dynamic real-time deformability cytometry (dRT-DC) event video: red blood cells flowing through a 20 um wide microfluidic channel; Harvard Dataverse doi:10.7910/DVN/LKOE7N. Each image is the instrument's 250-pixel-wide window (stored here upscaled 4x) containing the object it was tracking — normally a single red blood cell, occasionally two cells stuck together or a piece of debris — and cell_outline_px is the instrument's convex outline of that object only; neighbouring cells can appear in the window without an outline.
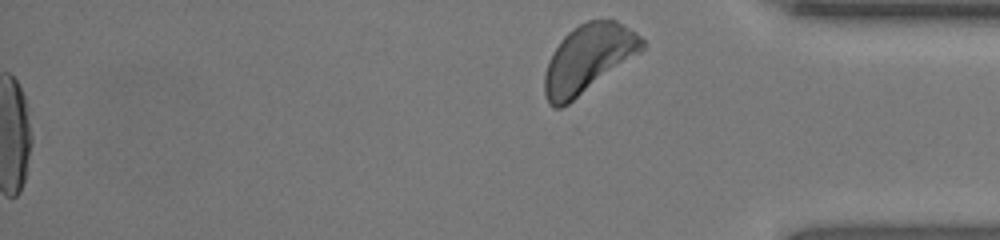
{"species": "human", "species_latin": "Homo sapiens", "temperature_condition": "room temperature", "stored_images_in_passage": 37, "segment_of_instrument_passage": [2, 2], "camera_frame_rate_fps": 3000, "um_per_image_px": 0.085, "donor": {"sex": "female"}, "frame": {"image": 1, "passage_image": 37, "time_ms": 12.0, "image_size_px": [1000, 240], "cell_outline_px": [[648, 44], [640, 52], [568, 104], [560, 108], [552, 108], [548, 104], [544, 96], [544, 76], [548, 60], [552, 52], [560, 40], [572, 28], [588, 20], [616, 20], [624, 24], [636, 32]], "centroid_in_image_um": [49.97, 4.98], "position_along_channel_um": 385.2, "area_um2": 38.67}}